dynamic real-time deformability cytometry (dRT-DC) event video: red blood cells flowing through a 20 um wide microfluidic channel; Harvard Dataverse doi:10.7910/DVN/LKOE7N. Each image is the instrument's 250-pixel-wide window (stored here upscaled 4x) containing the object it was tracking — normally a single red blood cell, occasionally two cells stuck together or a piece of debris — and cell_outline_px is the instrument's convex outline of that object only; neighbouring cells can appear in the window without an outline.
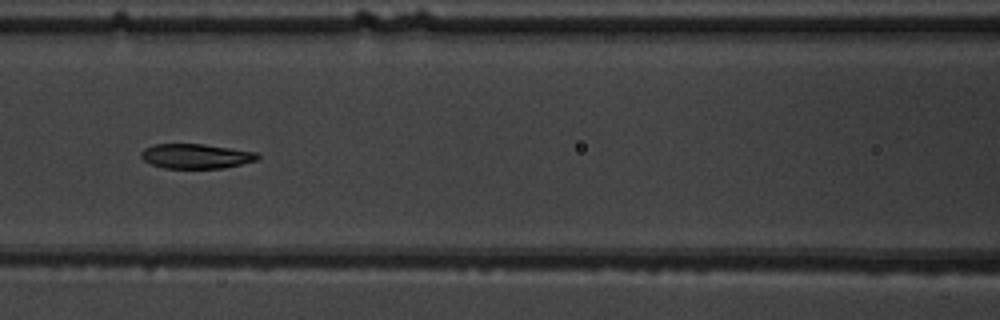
{"species": "common noctule bat (a hibernating species)", "species_latin": "Nyctalus noctula", "temperature_condition": "warm", "stored_images_in_passage": 8, "camera_frame_rate_fps": 3000, "um_per_image_px": 0.085, "animal": {"sex": "male", "body_mass_g": 19.5, "forearm_length_mm": 54.6}, "frame": {"image": 1, "passage_image": 6, "time_ms": 5.667, "image_size_px": [1000, 320], "cell_outline_px": [[260, 156], [256, 160], [224, 168], [164, 168], [152, 164], [144, 160], [140, 156], [140, 152], [144, 148], [152, 144], [204, 144], [256, 152]], "centroid_in_image_um": [16.62, 13.27], "position_along_channel_um": 150.0, "area_um2": 16.7}}
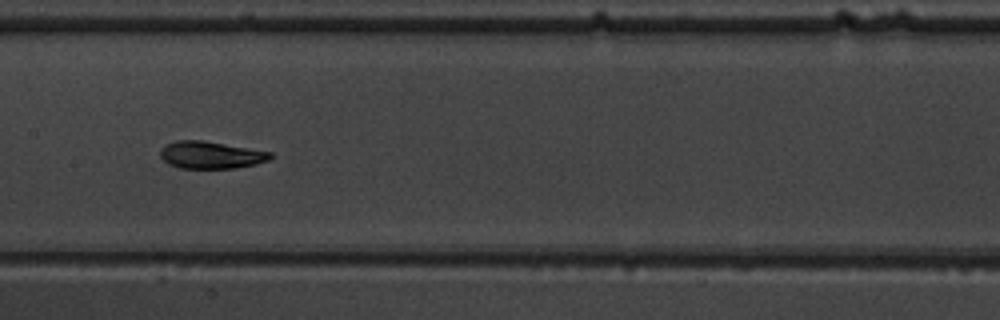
{"frame": {"image": 2, "passage_image": 7, "time_ms": 6.667, "image_size_px": [1000, 320], "cell_outline_px": [[272, 156], [268, 160], [256, 164], [236, 168], [180, 168], [168, 164], [160, 156], [160, 148], [164, 144], [176, 140], [204, 140], [272, 152]], "centroid_in_image_um": [17.89, 13.16], "position_along_channel_um": 189.5, "area_um2": 17.63}}
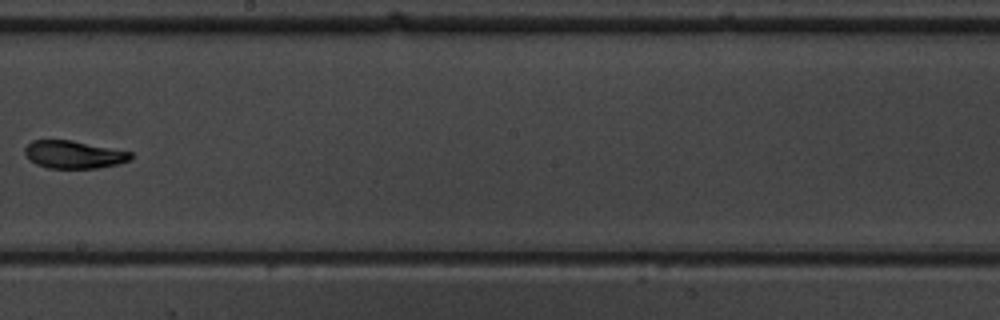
{"frame": {"image": 3, "passage_image": 8, "time_ms": 8.0, "image_size_px": [1000, 320], "cell_outline_px": [[132, 160], [120, 164], [96, 168], [48, 168], [36, 164], [24, 152], [24, 148], [32, 140], [72, 140], [132, 152]], "centroid_in_image_um": [6.31, 13.14], "position_along_channel_um": 241.9, "area_um2": 17.11}}